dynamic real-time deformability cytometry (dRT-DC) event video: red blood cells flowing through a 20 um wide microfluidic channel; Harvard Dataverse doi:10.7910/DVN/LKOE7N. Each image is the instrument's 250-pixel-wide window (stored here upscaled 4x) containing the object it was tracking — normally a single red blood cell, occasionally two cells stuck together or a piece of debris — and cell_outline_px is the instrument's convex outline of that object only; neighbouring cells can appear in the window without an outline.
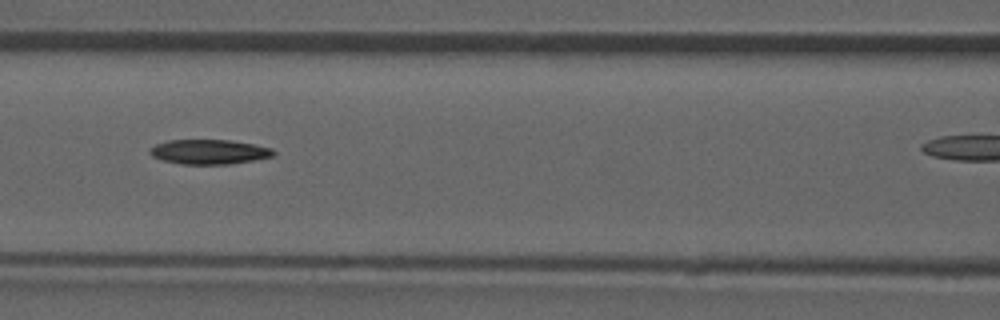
{"species": "common noctule bat (a hibernating species)", "species_latin": "Nyctalus noctula", "temperature_condition": "room temperature", "stored_images_in_passage": 11, "camera_frame_rate_fps": 3000, "um_per_image_px": 0.085, "animal": {"sex": "male", "forearm_length_mm": 52.5}, "frame": {"image": 1, "passage_image": 9, "time_ms": 2.667, "image_size_px": [1000, 320], "cell_outline_px": [[276, 152], [272, 156], [232, 164], [180, 164], [164, 160], [152, 156], [148, 152], [156, 144], [168, 140], [228, 140], [252, 144], [272, 148]], "centroid_in_image_um": [17.77, 12.91], "position_along_channel_um": 148.8, "area_um2": 17.57}}